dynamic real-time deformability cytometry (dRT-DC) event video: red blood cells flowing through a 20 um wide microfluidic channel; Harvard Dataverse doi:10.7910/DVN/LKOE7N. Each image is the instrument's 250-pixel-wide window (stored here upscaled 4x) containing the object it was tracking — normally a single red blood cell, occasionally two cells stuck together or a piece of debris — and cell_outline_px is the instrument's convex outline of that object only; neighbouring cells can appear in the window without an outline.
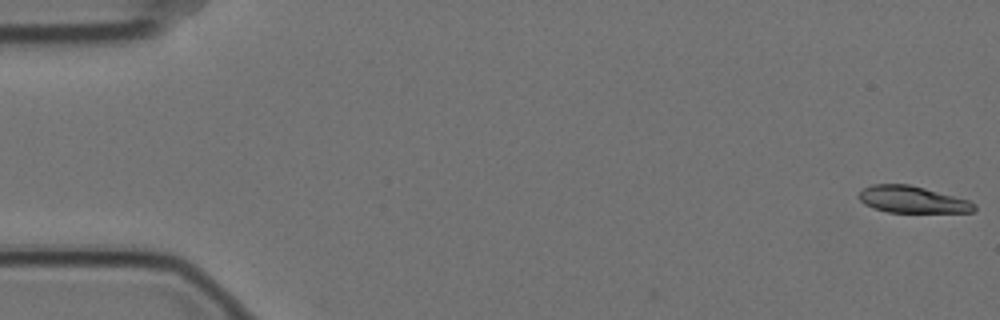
{"species": "Egyptian fruit bat (a non-hibernating species)", "species_latin": "Rousettus aegyptiacus", "temperature_condition": "cold", "stored_images_in_passage": 57, "camera_frame_rate_fps": 3000, "um_per_image_px": 0.085, "animal": {"sex": "female"}, "frame": {"image": 1, "passage_image": 1, "time_ms": 0.0, "image_size_px": [1000, 320], "cell_outline_px": [[976, 208], [972, 212], [888, 212], [864, 204], [860, 200], [860, 192], [864, 188], [872, 184], [908, 184], [924, 188], [968, 200], [976, 204]], "centroid_in_image_um": [77.55, 16.96], "position_along_channel_um": 7.4, "area_um2": 17.69}}
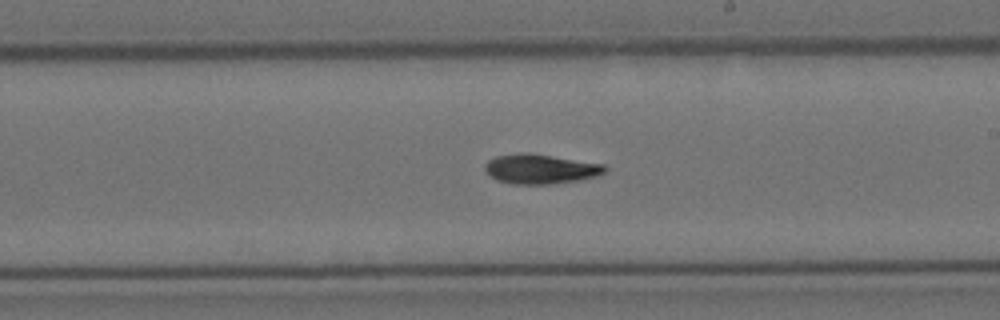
{"frame": {"image": 2, "passage_image": 33, "time_ms": 10.667, "image_size_px": [1000, 320], "cell_outline_px": [[608, 168], [604, 172], [596, 176], [580, 180], [552, 184], [512, 184], [496, 180], [484, 172], [484, 164], [488, 160], [496, 156], [520, 152], [528, 152], [604, 164]], "centroid_in_image_um": [45.9, 14.36], "position_along_channel_um": 243.1, "area_um2": 20.98}}
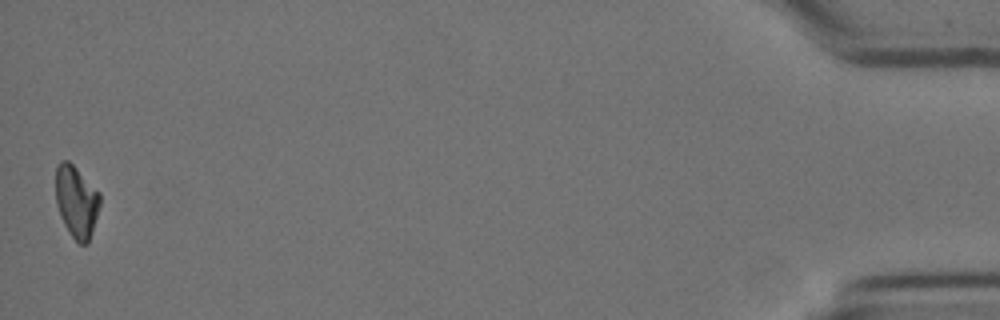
{"frame": {"image": 3, "passage_image": 57, "time_ms": 18.667, "image_size_px": [1000, 320], "cell_outline_px": [[100, 204], [92, 232], [88, 244], [80, 244], [72, 236], [64, 224], [60, 216], [56, 204], [56, 164], [60, 160], [68, 160], [100, 192]], "centroid_in_image_um": [6.49, 17.11], "position_along_channel_um": 428.7, "area_um2": 18.55}, "authors_computed_cell_mechanics": {"area_um2": 19.652, "velocity_mm_per_s": 3.5033, "shape_relaxation_time_tau1_ms": 7.8257, "shape_relaxation_time_tau2_ms": null, "deformation_change_tau1": 0.2018, "deformation_change_tau2": null}}